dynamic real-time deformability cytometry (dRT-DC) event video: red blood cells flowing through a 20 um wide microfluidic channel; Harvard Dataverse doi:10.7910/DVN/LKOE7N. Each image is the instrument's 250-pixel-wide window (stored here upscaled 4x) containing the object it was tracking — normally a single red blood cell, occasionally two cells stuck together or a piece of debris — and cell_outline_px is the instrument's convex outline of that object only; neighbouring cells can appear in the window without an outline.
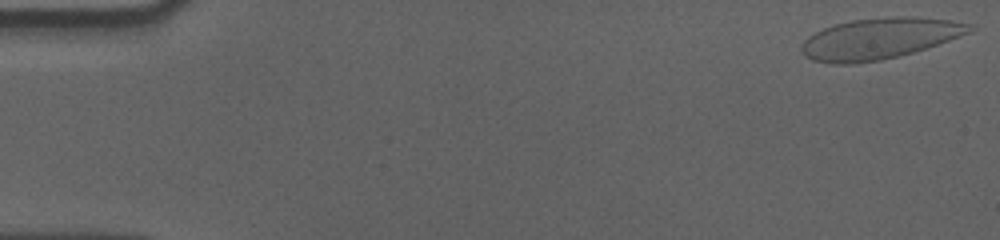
{"species": "human", "species_latin": "Homo sapiens", "temperature_condition": "cold", "stored_images_in_passage": 57, "camera_frame_rate_fps": 3000, "um_per_image_px": 0.085, "donor": {"sex": "male"}, "frame": {"image": 1, "passage_image": 1, "time_ms": 0.0, "image_size_px": [1000, 240], "cell_outline_px": [[976, 28], [972, 32], [912, 52], [880, 60], [852, 64], [832, 64], [812, 60], [800, 48], [804, 40], [808, 36], [824, 28], [836, 24], [852, 20], [892, 16], [916, 16], [948, 20], [976, 24]], "centroid_in_image_um": [74.79, 3.26], "position_along_channel_um": 10.2, "area_um2": 40.0}}
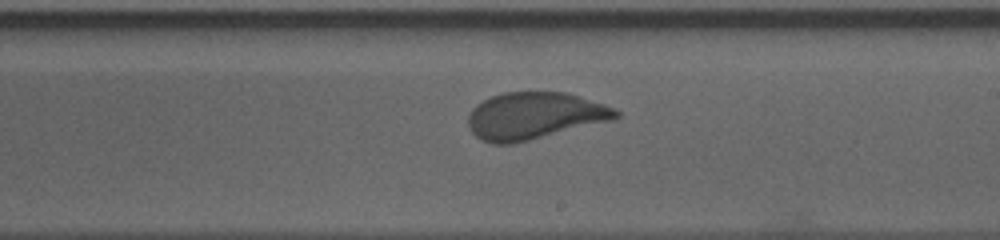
{"frame": {"image": 2, "passage_image": 33, "time_ms": 10.667, "image_size_px": [1000, 240], "cell_outline_px": [[620, 116], [612, 120], [512, 144], [492, 144], [480, 140], [472, 132], [468, 124], [468, 116], [472, 108], [476, 104], [492, 96], [504, 92], [568, 92], [604, 104], [620, 112]], "centroid_in_image_um": [45.4, 9.84], "position_along_channel_um": 243.6, "area_um2": 40.34}}
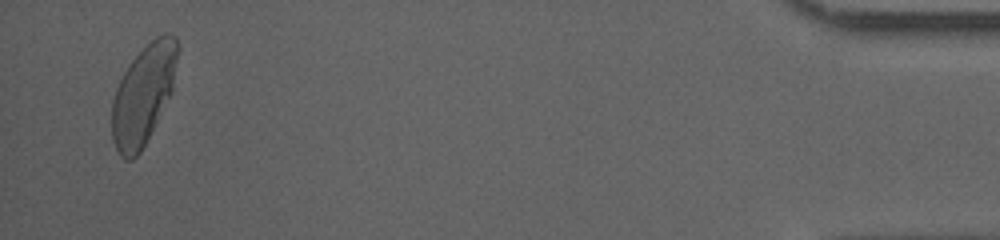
{"frame": {"image": 3, "passage_image": 55, "time_ms": 18.0, "image_size_px": [1000, 240], "cell_outline_px": [[176, 60], [172, 92], [140, 152], [132, 160], [124, 160], [120, 156], [112, 140], [112, 100], [116, 88], [128, 64], [156, 36], [164, 32], [168, 32], [176, 36]], "centroid_in_image_um": [12.16, 8.06], "position_along_channel_um": 423.0, "area_um2": 37.51}}